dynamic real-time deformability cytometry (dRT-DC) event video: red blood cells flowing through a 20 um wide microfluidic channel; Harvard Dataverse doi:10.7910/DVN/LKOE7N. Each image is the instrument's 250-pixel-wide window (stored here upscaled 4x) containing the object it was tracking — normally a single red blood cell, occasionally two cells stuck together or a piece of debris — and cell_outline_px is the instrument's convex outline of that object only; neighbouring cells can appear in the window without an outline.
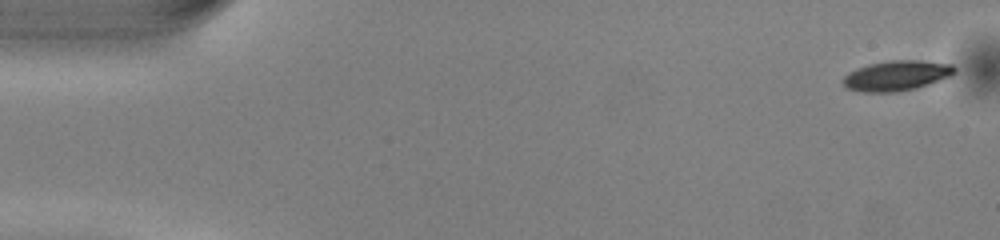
{"species": "common noctule bat (a hibernating species)", "species_latin": "Nyctalus noctula", "temperature_condition": "warm", "stored_images_in_passage": 50, "camera_frame_rate_fps": 3000, "um_per_image_px": 0.085, "animal": {"sex": "male", "body_mass_g": 13.0, "forearm_length_mm": 53.1}, "frame": {"image": 1, "passage_image": 1, "time_ms": 0.0, "image_size_px": [1000, 240], "cell_outline_px": [[956, 68], [948, 76], [928, 84], [916, 88], [896, 92], [860, 92], [848, 88], [844, 84], [844, 76], [848, 72], [856, 68], [868, 64], [888, 60], [920, 60], [952, 64]], "centroid_in_image_um": [76.17, 6.42], "position_along_channel_um": 8.8, "area_um2": 19.42}}
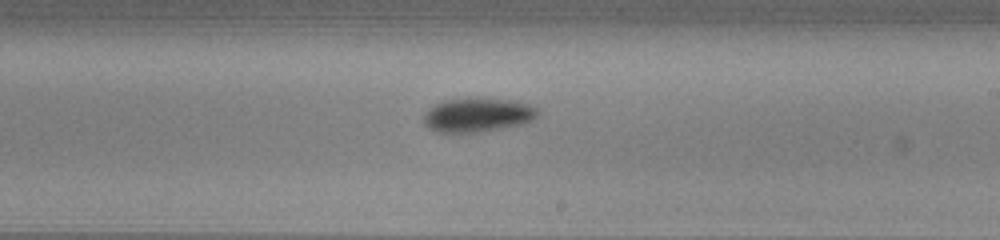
{"frame": {"image": 2, "passage_image": 29, "time_ms": 9.333, "image_size_px": [1000, 240], "cell_outline_px": [[540, 112], [532, 120], [524, 124], [480, 132], [436, 132], [428, 128], [424, 124], [424, 116], [436, 104], [444, 100], [468, 96], [484, 96], [512, 100], [528, 104], [536, 108]], "centroid_in_image_um": [40.62, 9.73], "position_along_channel_um": 248.4, "area_um2": 23.12}}
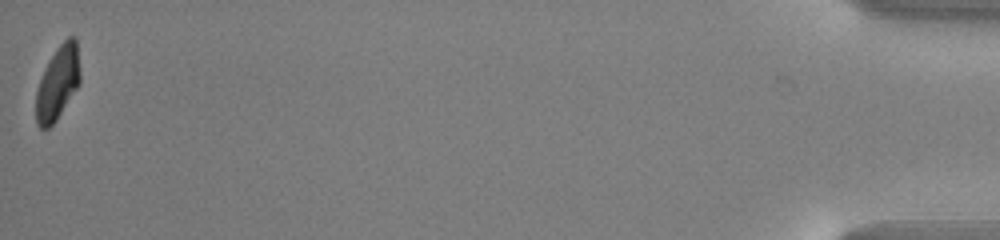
{"frame": {"image": 3, "passage_image": 50, "time_ms": 16.333, "image_size_px": [1000, 240], "cell_outline_px": [[80, 84], [56, 120], [48, 128], [40, 128], [36, 124], [36, 92], [44, 68], [48, 60], [56, 48], [68, 36], [72, 36], [76, 40], [80, 68]], "centroid_in_image_um": [4.91, 7.03], "position_along_channel_um": 430.3, "area_um2": 18.96}, "authors_computed_cell_mechanics": {"area_um2": 20.8369, "velocity_mm_per_s": 4.0596, "shape_relaxation_time_tau1_ms": 2.2508, "shape_relaxation_time_tau2_ms": null, "deformation_change_tau1": 0.1246, "deformation_change_tau2": null}}